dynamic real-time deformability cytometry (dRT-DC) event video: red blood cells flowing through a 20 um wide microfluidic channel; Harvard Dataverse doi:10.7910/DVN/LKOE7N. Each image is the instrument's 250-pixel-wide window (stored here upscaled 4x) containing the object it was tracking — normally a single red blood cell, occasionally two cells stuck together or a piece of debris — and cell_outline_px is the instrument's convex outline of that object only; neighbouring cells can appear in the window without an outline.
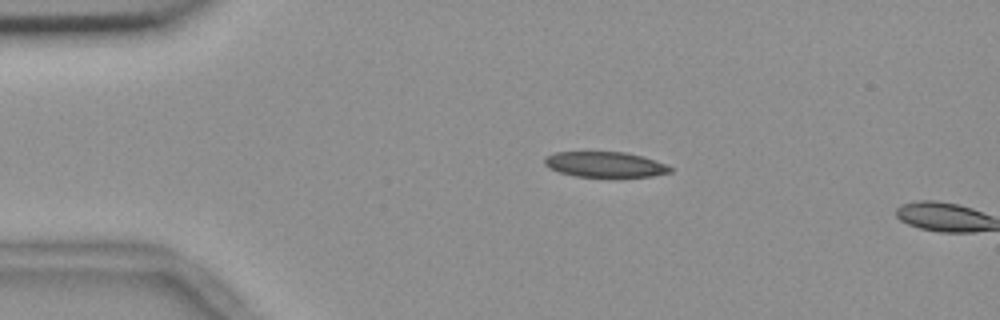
{"species": "common noctule bat (a hibernating species)", "species_latin": "Nyctalus noctula", "temperature_condition": "room temperature", "stored_images_in_passage": 3, "camera_frame_rate_fps": 3000, "um_per_image_px": 0.085, "animal": {"sex": "female", "body_mass_g": 18.4}, "frame": {"image": 1, "passage_image": 2, "time_ms": 0.333, "image_size_px": [1000, 320], "cell_outline_px": [[672, 172], [652, 176], [576, 176], [560, 172], [548, 168], [544, 164], [544, 156], [556, 152], [624, 152], [656, 160], [672, 168]], "centroid_in_image_um": [51.39, 13.97], "position_along_channel_um": 33.6, "area_um2": 18.38}}